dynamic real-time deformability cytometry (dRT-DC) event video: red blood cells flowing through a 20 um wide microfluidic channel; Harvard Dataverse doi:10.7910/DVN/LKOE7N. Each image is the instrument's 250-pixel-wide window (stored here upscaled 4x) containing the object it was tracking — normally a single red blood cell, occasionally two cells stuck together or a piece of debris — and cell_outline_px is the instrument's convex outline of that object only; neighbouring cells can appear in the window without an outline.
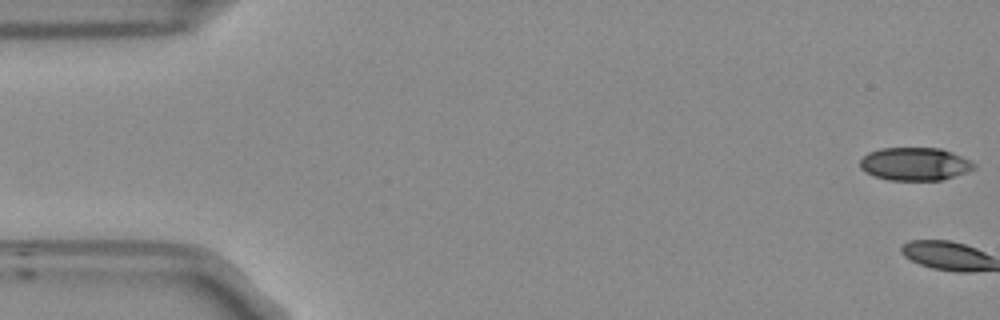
{"species": "Egyptian fruit bat (a non-hibernating species)", "species_latin": "Rousettus aegyptiacus", "temperature_condition": "room temperature", "stored_images_in_passage": 3, "camera_frame_rate_fps": 3000, "um_per_image_px": 0.085, "frame": {"image": 1, "passage_image": 1, "time_ms": 0.0, "image_size_px": [1000, 320], "cell_outline_px": [[976, 168], [940, 180], [888, 180], [864, 172], [860, 168], [860, 160], [868, 152], [880, 148], [940, 148], [952, 152], [976, 164]], "centroid_in_image_um": [77.72, 13.93], "position_along_channel_um": 7.3, "area_um2": 21.73}}